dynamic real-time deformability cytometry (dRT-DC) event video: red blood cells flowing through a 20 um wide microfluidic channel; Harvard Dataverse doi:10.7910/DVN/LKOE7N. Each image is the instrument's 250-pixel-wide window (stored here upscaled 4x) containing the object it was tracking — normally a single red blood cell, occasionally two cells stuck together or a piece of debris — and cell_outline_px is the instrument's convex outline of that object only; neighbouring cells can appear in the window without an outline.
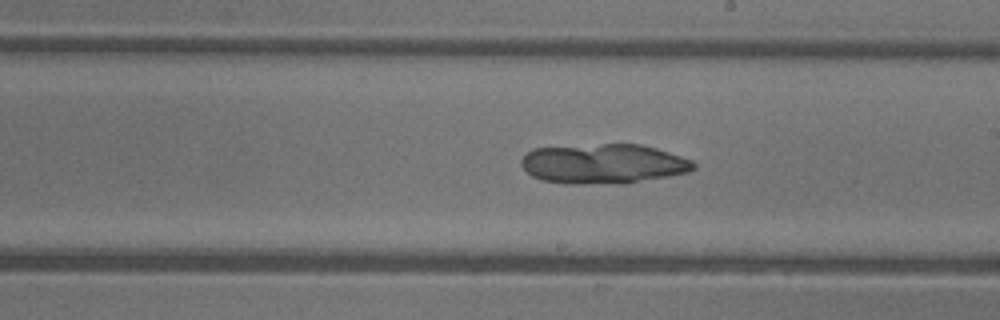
{"species": "common noctule bat (a hibernating species)", "species_latin": "Nyctalus noctula", "temperature_condition": "warm", "stored_images_in_passage": 33, "camera_frame_rate_fps": 3000, "um_per_image_px": 0.085, "animal": {"sex": "female"}, "frame": {"image": 1, "passage_image": 28, "time_ms": 9.0, "image_size_px": [1000, 320], "cell_outline_px": [[696, 168], [688, 172], [668, 176], [624, 184], [568, 184], [544, 180], [532, 176], [520, 164], [520, 160], [532, 148], [604, 144], [640, 144], [656, 148], [692, 160], [696, 164]], "centroid_in_image_um": [51.3, 13.93], "position_along_channel_um": 237.7, "area_um2": 40.0}}